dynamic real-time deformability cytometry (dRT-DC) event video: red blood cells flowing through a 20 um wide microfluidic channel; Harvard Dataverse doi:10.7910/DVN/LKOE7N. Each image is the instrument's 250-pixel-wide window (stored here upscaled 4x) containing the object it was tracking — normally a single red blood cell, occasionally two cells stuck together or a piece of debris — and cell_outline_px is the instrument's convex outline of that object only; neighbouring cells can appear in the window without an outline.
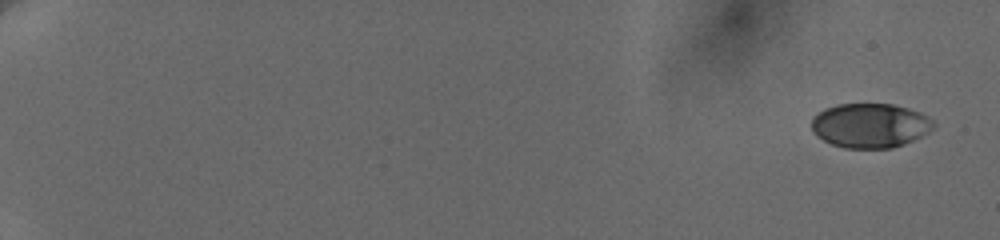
{"species": "human", "species_latin": "Homo sapiens", "temperature_condition": "cold", "stored_images_in_passage": 48, "camera_frame_rate_fps": 3000, "um_per_image_px": 0.085, "donor": {"sex": "female"}, "frame": {"image": 1, "passage_image": 1, "time_ms": 0.0, "image_size_px": [1000, 240], "cell_outline_px": [[936, 124], [928, 132], [904, 144], [892, 148], [844, 148], [832, 144], [816, 136], [812, 128], [812, 116], [824, 108], [836, 104], [892, 104], [908, 108], [920, 112], [928, 116]], "centroid_in_image_um": [73.94, 10.66], "position_along_channel_um": 11.1, "area_um2": 31.67}}
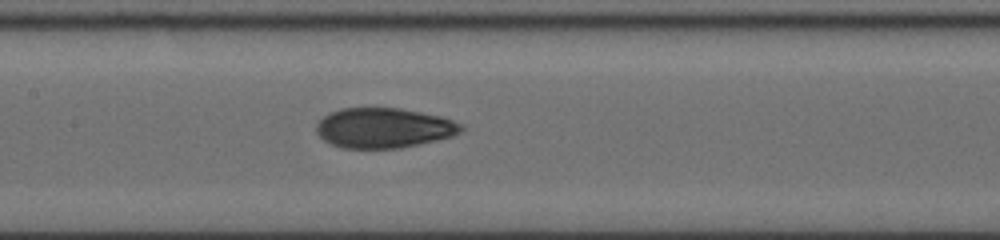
{"frame": {"image": 2, "passage_image": 26, "time_ms": 10.333, "image_size_px": [1000, 240], "cell_outline_px": [[464, 128], [460, 132], [452, 136], [436, 140], [400, 148], [344, 148], [332, 144], [324, 140], [316, 132], [316, 124], [328, 112], [340, 108], [400, 108], [440, 116], [452, 120], [460, 124]], "centroid_in_image_um": [32.59, 10.87], "position_along_channel_um": 174.8, "area_um2": 33.64}}
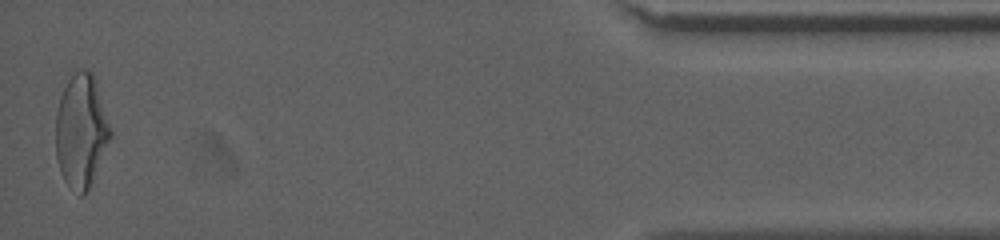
{"frame": {"image": 3, "passage_image": 48, "time_ms": 19.0, "image_size_px": [1000, 240], "cell_outline_px": [[112, 136], [88, 188], [84, 196], [80, 196], [64, 180], [60, 172], [56, 156], [56, 112], [60, 96], [68, 72], [80, 68], [84, 68], [92, 72], [96, 80], [112, 132]], "centroid_in_image_um": [6.88, 11.03], "position_along_channel_um": 428.3, "area_um2": 36.47}, "authors_computed_cell_mechanics": {"area_um2": 32.8593, "velocity_mm_per_s": 3.6593, "shape_relaxation_time_tau1_ms": 6.0019, "shape_relaxation_time_tau2_ms": 1.7398, "deformation_change_tau1": 0.1961, "deformation_change_tau2": 0.0739}}